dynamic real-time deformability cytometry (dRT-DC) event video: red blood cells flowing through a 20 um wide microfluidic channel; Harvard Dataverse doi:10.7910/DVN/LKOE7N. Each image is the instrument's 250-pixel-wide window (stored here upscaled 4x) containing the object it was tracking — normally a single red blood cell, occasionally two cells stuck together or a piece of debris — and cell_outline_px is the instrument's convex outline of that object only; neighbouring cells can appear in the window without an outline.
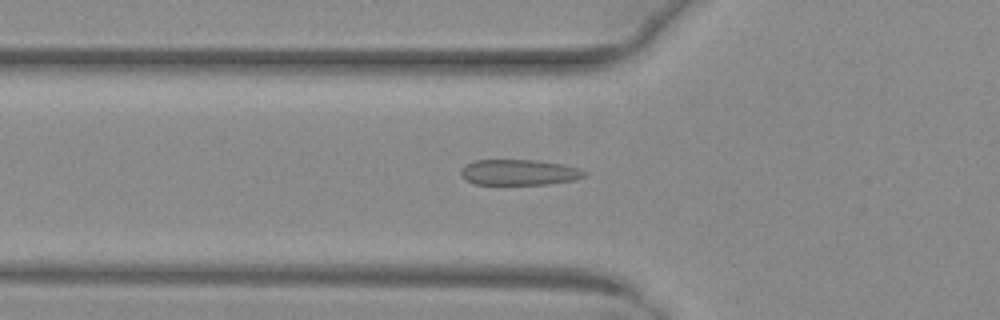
{"species": "common noctule bat (a hibernating species)", "species_latin": "Nyctalus noctula", "temperature_condition": "warm", "stored_images_in_passage": 35, "camera_frame_rate_fps": 3000, "um_per_image_px": 0.085, "animal": {"sex": "female", "body_mass_g": 29.2, "forearm_length_mm": 56.3}, "frame": {"image": 1, "passage_image": 2, "time_ms": 0.333, "image_size_px": [1000, 320], "cell_outline_px": [[588, 176], [576, 180], [548, 184], [476, 184], [460, 176], [460, 172], [468, 164], [476, 160], [540, 160], [564, 164], [580, 168], [588, 172]], "centroid_in_image_um": [44.24, 14.64], "position_along_channel_um": 81.6, "area_um2": 18.61}}
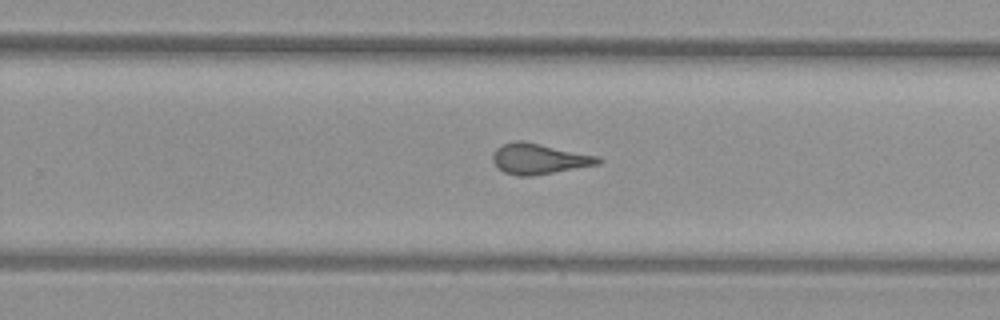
{"frame": {"image": 2, "passage_image": 17, "time_ms": 5.333, "image_size_px": [1000, 320], "cell_outline_px": [[604, 160], [600, 164], [532, 176], [516, 176], [504, 172], [496, 168], [492, 160], [492, 156], [496, 148], [504, 144], [516, 140], [524, 140], [600, 156]], "centroid_in_image_um": [45.83, 13.49], "position_along_channel_um": 284.0, "area_um2": 19.13}}
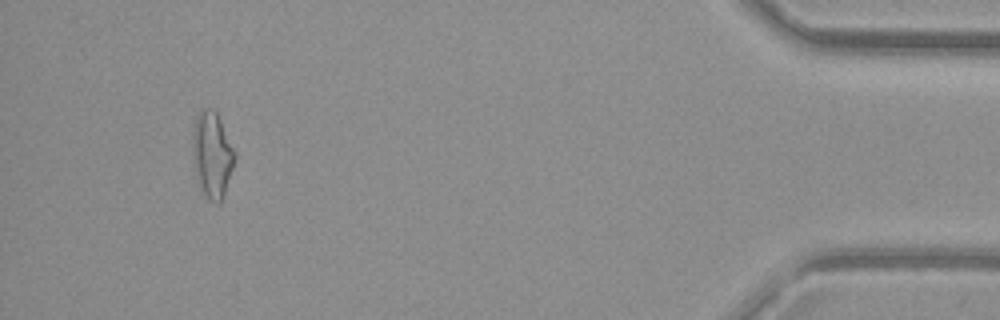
{"frame": {"image": 3, "passage_image": 32, "time_ms": 10.333, "image_size_px": [1000, 320], "cell_outline_px": [[236, 156], [224, 196], [220, 204], [216, 204], [208, 200], [200, 192], [192, 152], [192, 136], [196, 116], [200, 108], [212, 108], [216, 112], [236, 152]], "centroid_in_image_um": [18.02, 13.18], "position_along_channel_um": 417.2, "area_um2": 21.39}, "authors_computed_cell_mechanics": {"area_um2": 18.6694, "velocity_mm_per_s": 4.0432, "shape_relaxation_time_tau1_ms": null, "shape_relaxation_time_tau2_ms": 0.6667, "deformation_change_tau1": null, "deformation_change_tau2": 0.0943}}